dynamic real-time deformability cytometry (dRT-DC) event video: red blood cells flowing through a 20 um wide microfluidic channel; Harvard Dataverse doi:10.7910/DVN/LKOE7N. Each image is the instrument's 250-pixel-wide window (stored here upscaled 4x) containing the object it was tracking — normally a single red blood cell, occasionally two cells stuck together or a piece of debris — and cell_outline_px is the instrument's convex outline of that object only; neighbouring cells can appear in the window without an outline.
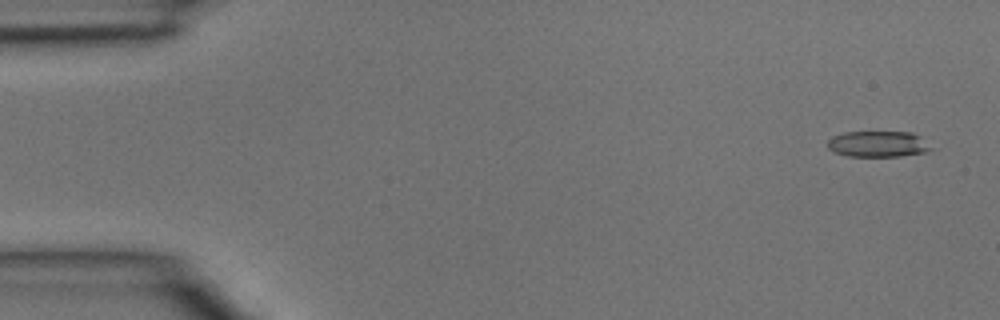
{"species": "common noctule bat (a hibernating species)", "species_latin": "Nyctalus noctula", "temperature_condition": "room temperature", "stored_images_in_passage": 5, "camera_frame_rate_fps": 3000, "um_per_image_px": 0.085, "animal": {"sex": "male", "body_mass_g": 15.6}, "frame": {"image": 1, "passage_image": 1, "time_ms": 0.0, "image_size_px": [1000, 320], "cell_outline_px": [[936, 148], [924, 152], [900, 156], [848, 156], [836, 152], [828, 148], [828, 140], [832, 136], [844, 132], [912, 132], [920, 136]], "centroid_in_image_um": [74.68, 12.23], "position_along_channel_um": 10.3, "area_um2": 15.72}}
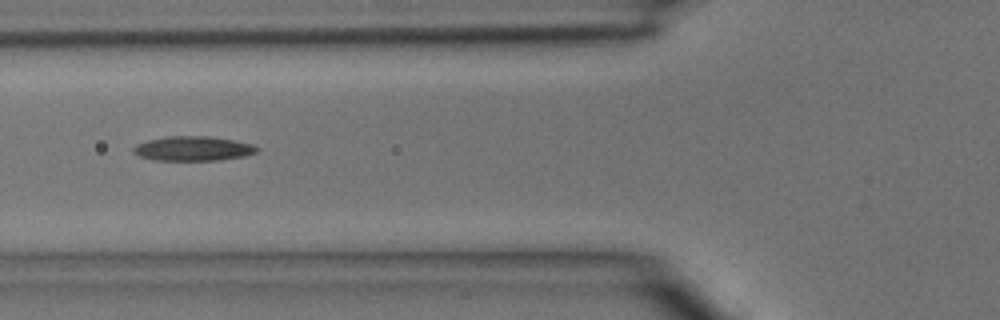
{"frame": {"image": 2, "passage_image": 5, "time_ms": 1.333, "image_size_px": [1000, 320], "cell_outline_px": [[260, 148], [256, 152], [244, 156], [220, 160], [156, 160], [140, 156], [132, 152], [132, 148], [136, 144], [148, 140], [168, 136], [208, 136], [232, 140], [252, 144]], "centroid_in_image_um": [16.4, 12.62], "position_along_channel_um": 109.4, "area_um2": 17.57}}